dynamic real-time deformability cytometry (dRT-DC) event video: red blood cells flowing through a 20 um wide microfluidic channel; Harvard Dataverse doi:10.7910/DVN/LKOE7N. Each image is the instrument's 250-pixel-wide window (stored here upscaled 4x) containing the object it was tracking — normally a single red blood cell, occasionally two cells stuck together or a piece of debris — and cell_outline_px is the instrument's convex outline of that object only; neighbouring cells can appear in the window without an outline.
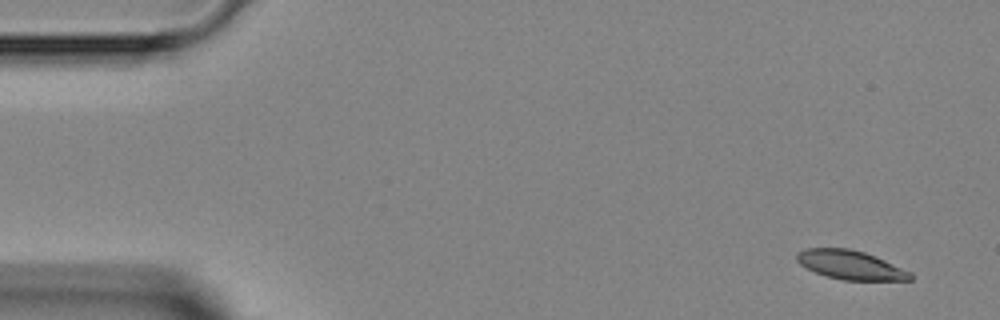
{"species": "Egyptian fruit bat (a non-hibernating species)", "species_latin": "Rousettus aegyptiacus", "temperature_condition": "room temperature", "stored_images_in_passage": 5, "segment_of_instrument_passage": [1, 2], "camera_frame_rate_fps": 3000, "um_per_image_px": 0.085, "animal": {"sex": "female"}, "frame": {"image": 1, "passage_image": 1, "time_ms": 0.0, "image_size_px": [1000, 320], "cell_outline_px": [[912, 280], [844, 280], [824, 276], [800, 264], [796, 260], [796, 252], [804, 248], [848, 248], [864, 252], [884, 260], [912, 272]], "centroid_in_image_um": [72.27, 22.52], "position_along_channel_um": 12.7, "area_um2": 19.13}}